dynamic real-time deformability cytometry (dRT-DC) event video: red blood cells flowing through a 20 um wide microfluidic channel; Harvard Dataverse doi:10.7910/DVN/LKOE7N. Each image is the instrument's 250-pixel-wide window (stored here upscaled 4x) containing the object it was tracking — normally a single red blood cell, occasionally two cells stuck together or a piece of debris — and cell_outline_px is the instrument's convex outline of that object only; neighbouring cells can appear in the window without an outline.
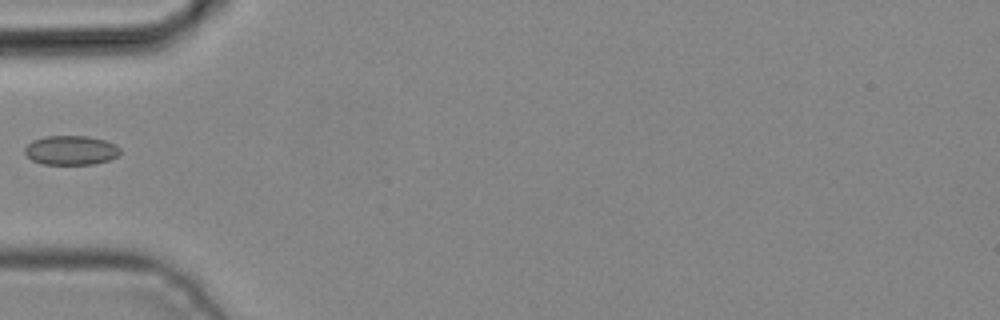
{"species": "common noctule bat (a hibernating species)", "species_latin": "Nyctalus noctula", "temperature_condition": "cold", "stored_images_in_passage": 4, "camera_frame_rate_fps": 3000, "um_per_image_px": 0.085, "animal": {"sex": "male", "body_mass_g": 19.2, "forearm_length_mm": 51.8}, "frame": {"image": 1, "passage_image": 4, "time_ms": 1.0, "image_size_px": [1000, 320], "cell_outline_px": [[120, 152], [116, 156], [108, 160], [96, 164], [44, 164], [32, 160], [24, 152], [24, 148], [32, 140], [44, 136], [88, 136], [104, 140], [116, 144], [120, 148]], "centroid_in_image_um": [6.02, 12.76], "position_along_channel_um": 79.0, "area_um2": 16.3}}